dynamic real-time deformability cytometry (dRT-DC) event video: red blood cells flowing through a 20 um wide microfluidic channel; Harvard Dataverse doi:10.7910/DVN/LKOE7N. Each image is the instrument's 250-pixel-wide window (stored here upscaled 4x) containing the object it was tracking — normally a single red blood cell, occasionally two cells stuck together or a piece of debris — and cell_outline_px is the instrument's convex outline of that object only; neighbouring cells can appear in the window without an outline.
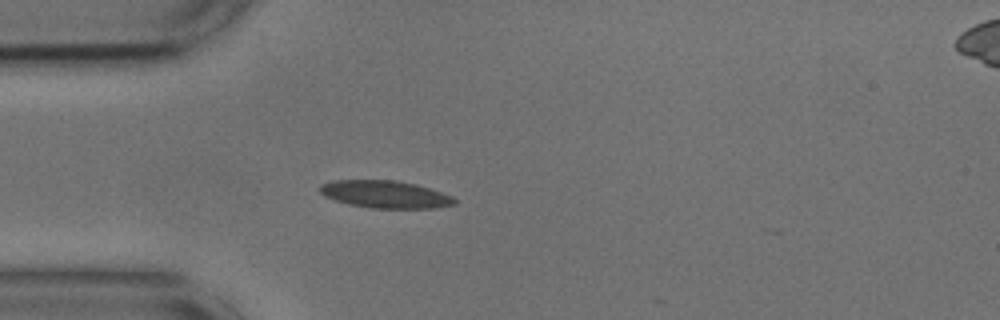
{"species": "common noctule bat (a hibernating species)", "species_latin": "Nyctalus noctula", "temperature_condition": "cold", "stored_images_in_passage": 37, "camera_frame_rate_fps": 3000, "um_per_image_px": 0.085, "animal": {"sex": "male", "body_mass_g": 17.9, "forearm_length_mm": 54.2}, "frame": {"image": 1, "passage_image": 1, "time_ms": 0.0, "image_size_px": [1000, 320], "cell_outline_px": [[456, 204], [436, 208], [372, 208], [348, 204], [324, 196], [320, 192], [320, 184], [332, 180], [396, 180], [416, 184], [452, 196], [456, 200]], "centroid_in_image_um": [32.73, 16.51], "position_along_channel_um": 52.3, "area_um2": 21.5}, "authors_computed_cell_mechanics": {"area_um2": 19.8832, "velocity_mm_per_s": 3.6391, "shape_relaxation_time_tau1_ms": 3.0215, "shape_relaxation_time_tau2_ms": 2.1738, "deformation_change_tau1": 0.1154, "deformation_change_tau2": 0.1012}}